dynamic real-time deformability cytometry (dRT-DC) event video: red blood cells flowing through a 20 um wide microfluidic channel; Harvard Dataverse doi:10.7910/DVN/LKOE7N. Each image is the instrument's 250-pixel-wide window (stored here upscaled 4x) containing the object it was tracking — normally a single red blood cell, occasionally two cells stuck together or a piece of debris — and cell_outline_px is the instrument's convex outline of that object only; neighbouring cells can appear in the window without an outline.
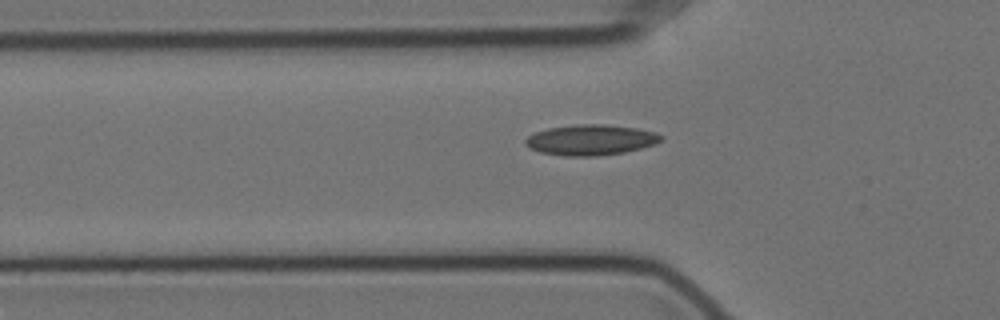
{"species": "Egyptian fruit bat (a non-hibernating species)", "species_latin": "Rousettus aegyptiacus", "temperature_condition": "cold", "stored_images_in_passage": 22, "camera_frame_rate_fps": 3000, "um_per_image_px": 0.085, "animal": {"sex": "female"}, "frame": {"image": 1, "passage_image": 2, "time_ms": 0.333, "image_size_px": [1000, 320], "cell_outline_px": [[664, 140], [656, 144], [624, 152], [596, 156], [564, 156], [540, 152], [528, 148], [524, 144], [524, 140], [528, 136], [536, 132], [548, 128], [576, 124], [604, 124], [636, 128], [656, 132], [664, 136]], "centroid_in_image_um": [50.22, 11.89], "position_along_channel_um": 75.6, "area_um2": 24.33}}
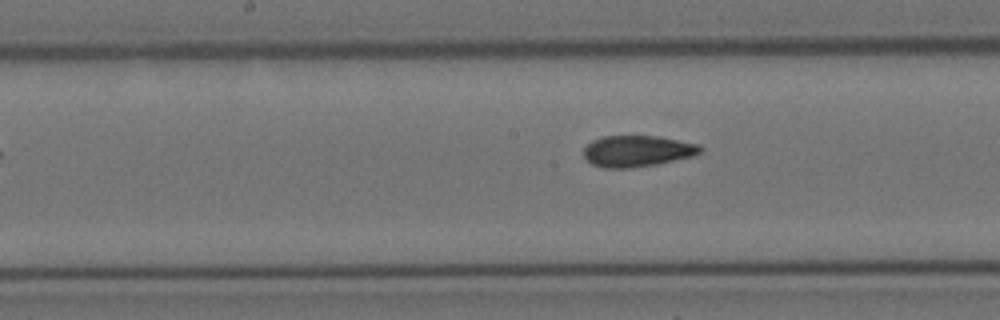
{"frame": {"image": 2, "passage_image": 12, "time_ms": 3.667, "image_size_px": [1000, 320], "cell_outline_px": [[704, 148], [700, 152], [692, 156], [656, 164], [628, 168], [604, 168], [592, 164], [584, 156], [584, 148], [592, 140], [604, 136], [660, 136], [700, 144]], "centroid_in_image_um": [54.18, 12.83], "position_along_channel_um": 194.0, "area_um2": 21.21}}
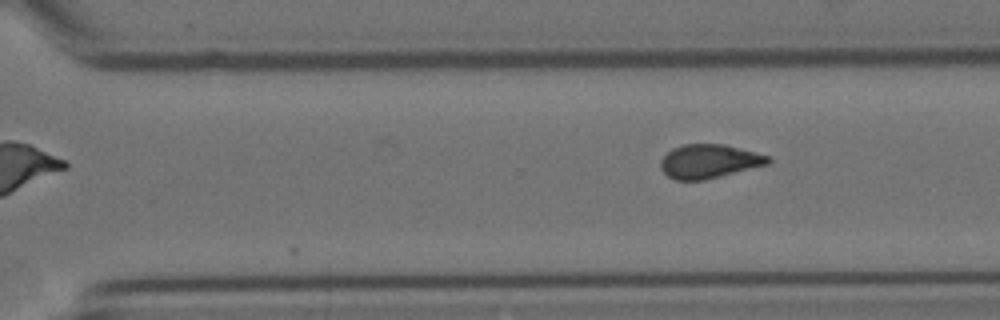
{"frame": {"image": 3, "passage_image": 22, "time_ms": 7.0, "image_size_px": [1000, 320], "cell_outline_px": [[772, 160], [768, 164], [704, 180], [676, 180], [668, 176], [660, 168], [660, 160], [672, 148], [684, 144], [724, 144], [768, 156]], "centroid_in_image_um": [60.24, 13.71], "position_along_channel_um": 310.4, "area_um2": 20.98}}